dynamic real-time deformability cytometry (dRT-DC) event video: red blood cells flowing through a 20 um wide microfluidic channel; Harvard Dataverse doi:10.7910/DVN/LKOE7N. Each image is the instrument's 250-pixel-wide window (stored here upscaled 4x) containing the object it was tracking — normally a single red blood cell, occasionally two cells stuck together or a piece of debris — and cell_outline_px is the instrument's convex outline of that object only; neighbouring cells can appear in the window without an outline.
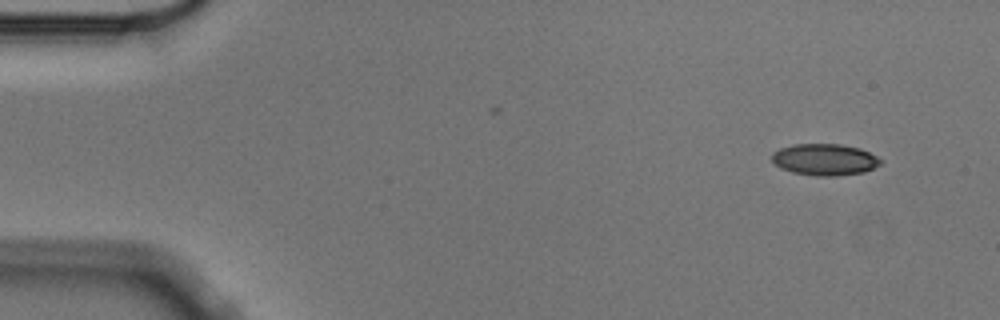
{"species": "Egyptian fruit bat (a non-hibernating species)", "species_latin": "Rousettus aegyptiacus", "temperature_condition": "cold", "stored_images_in_passage": 5, "camera_frame_rate_fps": 3000, "um_per_image_px": 0.085, "animal": {"sex": "male"}, "frame": {"image": 1, "passage_image": 1, "time_ms": 0.0, "image_size_px": [1000, 320], "cell_outline_px": [[880, 164], [864, 172], [836, 176], [816, 176], [792, 172], [780, 168], [772, 160], [772, 152], [780, 148], [792, 144], [840, 144], [860, 148], [876, 156], [880, 160]], "centroid_in_image_um": [70.06, 13.56], "position_along_channel_um": 14.9, "area_um2": 19.94}}
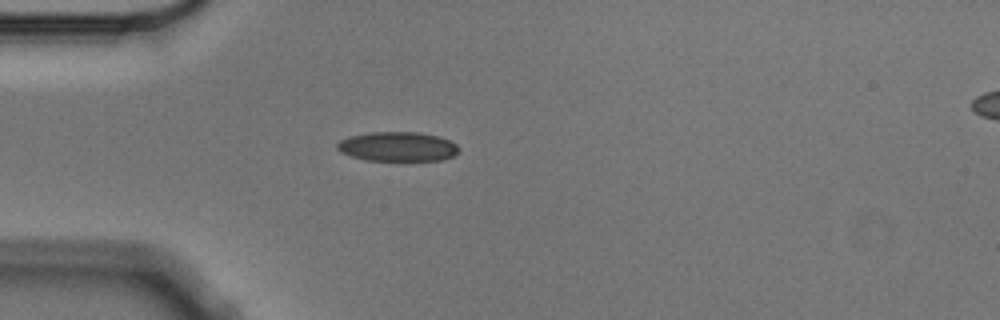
{"frame": {"image": 2, "passage_image": 4, "time_ms": 1.0, "image_size_px": [1000, 320], "cell_outline_px": [[460, 152], [444, 160], [368, 160], [352, 156], [340, 152], [336, 148], [336, 144], [340, 140], [348, 136], [372, 132], [416, 132], [436, 136], [448, 140], [456, 144], [460, 148]], "centroid_in_image_um": [33.79, 12.46], "position_along_channel_um": 51.2, "area_um2": 20.81}}